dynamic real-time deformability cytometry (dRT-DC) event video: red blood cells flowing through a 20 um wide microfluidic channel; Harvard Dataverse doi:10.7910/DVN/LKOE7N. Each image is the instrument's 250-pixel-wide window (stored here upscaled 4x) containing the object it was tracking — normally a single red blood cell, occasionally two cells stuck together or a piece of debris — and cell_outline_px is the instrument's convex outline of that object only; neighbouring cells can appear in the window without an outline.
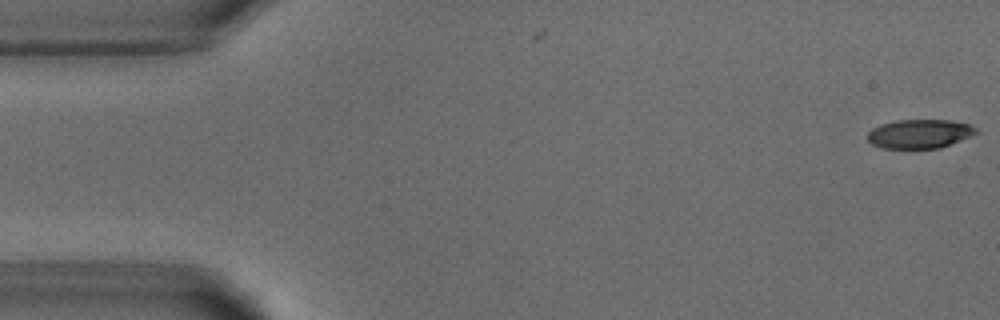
{"species": "common noctule bat (a hibernating species)", "species_latin": "Nyctalus noctula", "temperature_condition": "warm", "stored_images_in_passage": 2, "camera_frame_rate_fps": 3000, "um_per_image_px": 0.085, "animal": {"sex": "male", "body_mass_g": 18.8}, "frame": {"image": 1, "passage_image": 2, "time_ms": 0.333, "image_size_px": [1000, 320], "cell_outline_px": [[980, 132], [940, 148], [884, 148], [872, 144], [868, 140], [868, 132], [872, 128], [880, 124], [896, 120], [948, 120], [968, 124], [976, 128]], "centroid_in_image_um": [78.15, 11.37], "position_along_channel_um": 6.8, "area_um2": 18.21}}